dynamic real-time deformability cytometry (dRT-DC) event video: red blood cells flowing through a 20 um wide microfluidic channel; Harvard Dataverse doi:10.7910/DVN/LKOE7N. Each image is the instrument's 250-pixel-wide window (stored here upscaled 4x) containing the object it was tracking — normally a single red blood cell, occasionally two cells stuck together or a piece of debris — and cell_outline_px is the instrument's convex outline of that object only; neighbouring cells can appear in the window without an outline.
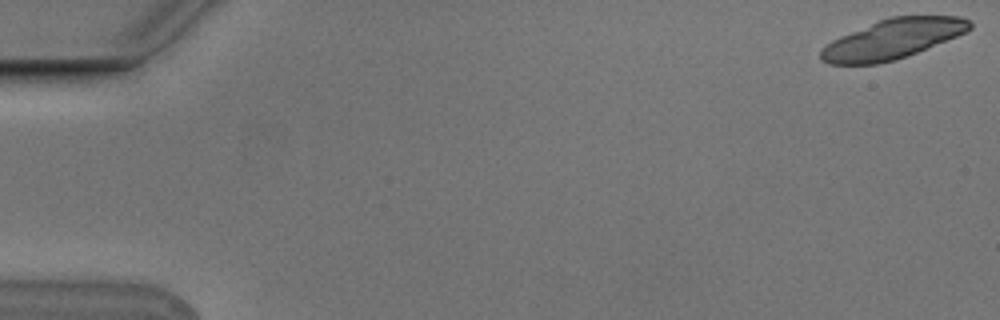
{"species": "Egyptian fruit bat (a non-hibernating species)", "species_latin": "Rousettus aegyptiacus", "temperature_condition": "cold", "stored_images_in_passage": 7, "camera_frame_rate_fps": 3000, "um_per_image_px": 0.085, "animal": {"sex": "male"}, "frame": {"image": 1, "passage_image": 1, "time_ms": 0.0, "image_size_px": [1000, 320], "cell_outline_px": [[972, 28], [956, 36], [916, 52], [892, 60], [876, 64], [828, 64], [820, 60], [820, 48], [832, 40], [840, 36], [888, 16], [960, 16], [972, 20]], "centroid_in_image_um": [75.84, 3.31], "position_along_channel_um": 9.2, "area_um2": 34.16}}